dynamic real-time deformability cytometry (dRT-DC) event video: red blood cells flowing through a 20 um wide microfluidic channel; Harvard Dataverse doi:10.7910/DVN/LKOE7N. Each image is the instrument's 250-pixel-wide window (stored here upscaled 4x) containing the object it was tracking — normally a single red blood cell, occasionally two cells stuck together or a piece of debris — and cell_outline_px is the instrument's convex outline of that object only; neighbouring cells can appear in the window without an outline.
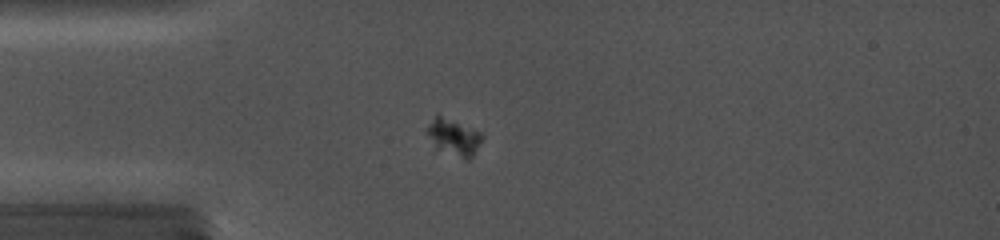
{"species": "common noctule bat (a hibernating species)", "species_latin": "Nyctalus noctula", "temperature_condition": "cold", "stored_images_in_passage": 68, "camera_frame_rate_fps": 5000, "um_per_image_px": 0.085, "animal": {"sex": "female", "body_mass_g": 19.0, "forearm_length_mm": 56.7}, "frame": {"image": 1, "passage_image": 17, "time_ms": 4.4, "image_size_px": [1000, 240], "cell_outline_px": [[484, 136], [472, 156], [468, 160], [464, 160], [436, 148], [428, 136], [428, 124], [436, 116], [440, 116], [480, 132]], "centroid_in_image_um": [38.58, 11.71], "position_along_channel_um": 46.4, "area_um2": 11.21}}
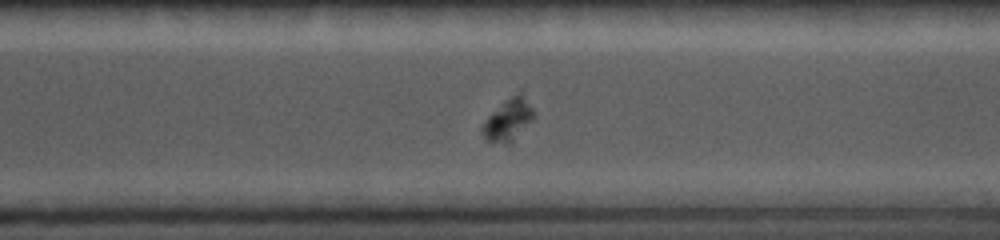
{"frame": {"image": 2, "passage_image": 49, "time_ms": 12.2, "image_size_px": [1000, 240], "cell_outline_px": [[532, 116], [512, 144], [488, 144], [484, 140], [480, 128], [488, 116], [492, 112], [520, 88], [532, 108]], "centroid_in_image_um": [43.13, 10.22], "position_along_channel_um": 327.5, "area_um2": 12.66}}
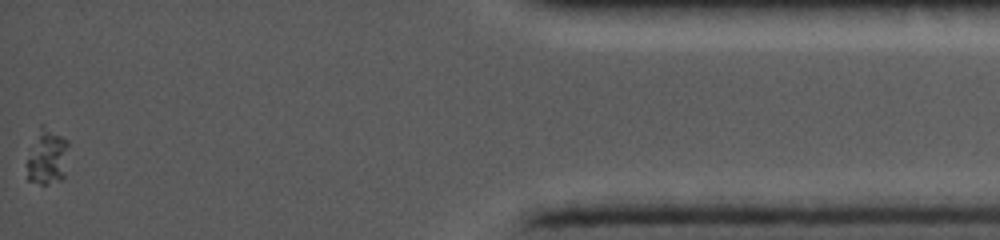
{"frame": {"image": 3, "passage_image": 68, "time_ms": 16.4, "image_size_px": [1000, 240], "cell_outline_px": [[68, 144], [64, 176], [60, 180], [48, 184], [40, 184], [28, 180], [28, 160], [40, 124], [68, 140]], "centroid_in_image_um": [4.04, 13.37], "position_along_channel_um": 431.2, "area_um2": 12.95}}